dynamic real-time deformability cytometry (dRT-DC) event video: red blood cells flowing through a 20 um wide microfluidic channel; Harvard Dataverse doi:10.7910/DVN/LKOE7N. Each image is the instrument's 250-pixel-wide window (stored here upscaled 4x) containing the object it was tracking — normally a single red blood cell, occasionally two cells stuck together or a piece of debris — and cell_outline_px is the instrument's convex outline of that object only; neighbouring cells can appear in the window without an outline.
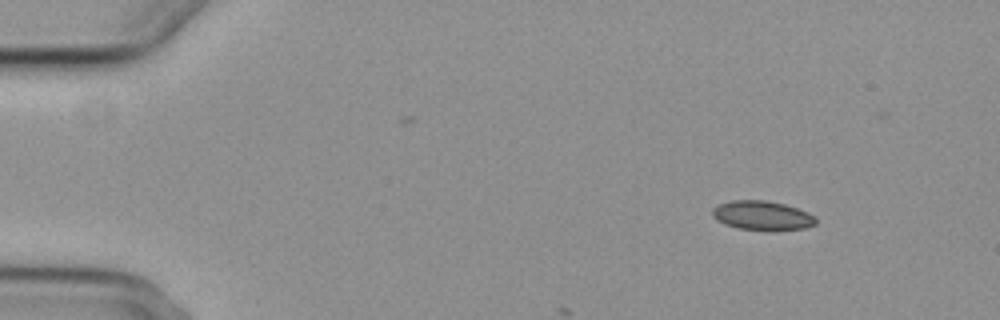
{"species": "common noctule bat (a hibernating species)", "species_latin": "Nyctalus noctula", "temperature_condition": "cold", "stored_images_in_passage": 4, "camera_frame_rate_fps": 3000, "um_per_image_px": 0.085, "animal": {"sex": "female", "body_mass_g": 29.2, "forearm_length_mm": 56.3}, "frame": {"image": 1, "passage_image": 1, "time_ms": 0.0, "image_size_px": [1000, 320], "cell_outline_px": [[816, 224], [804, 228], [768, 232], [736, 228], [724, 224], [716, 220], [712, 216], [712, 208], [716, 204], [728, 200], [768, 200], [784, 204], [808, 212], [816, 216]], "centroid_in_image_um": [64.75, 18.33], "position_along_channel_um": 20.2, "area_um2": 18.26}}
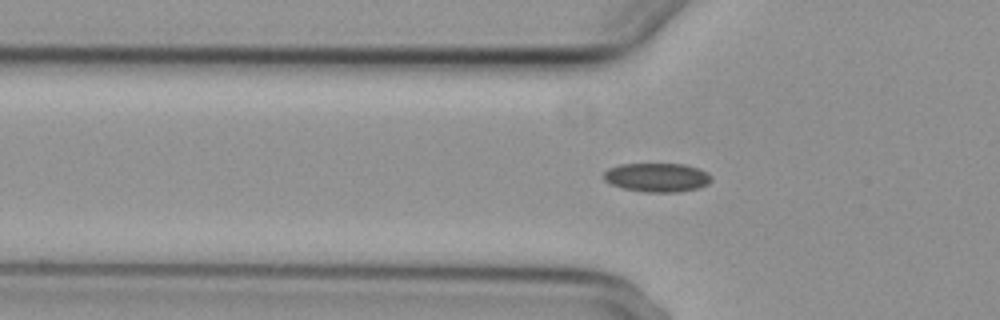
{"frame": {"image": 2, "passage_image": 4, "time_ms": 4.0, "image_size_px": [1000, 320], "cell_outline_px": [[712, 180], [708, 184], [700, 188], [680, 192], [644, 192], [624, 188], [612, 184], [604, 180], [604, 172], [608, 168], [620, 164], [684, 164], [708, 172], [712, 176]], "centroid_in_image_um": [55.88, 15.08], "position_along_channel_um": 69.9, "area_um2": 18.21}}